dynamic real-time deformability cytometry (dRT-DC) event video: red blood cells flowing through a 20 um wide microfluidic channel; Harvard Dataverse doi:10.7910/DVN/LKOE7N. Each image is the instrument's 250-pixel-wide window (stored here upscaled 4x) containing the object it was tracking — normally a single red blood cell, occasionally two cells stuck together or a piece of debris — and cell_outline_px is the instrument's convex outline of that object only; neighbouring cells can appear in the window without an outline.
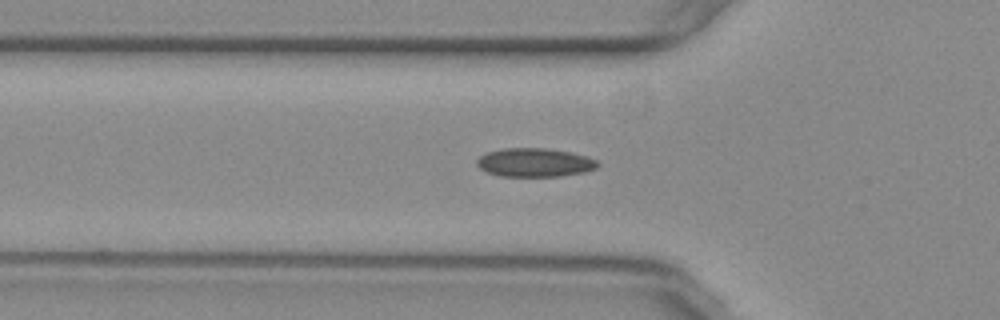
{"species": "common noctule bat (a hibernating species)", "species_latin": "Nyctalus noctula", "temperature_condition": "warm", "stored_images_in_passage": 38, "camera_frame_rate_fps": 3000, "um_per_image_px": 0.085, "animal": {"sex": "female", "body_mass_g": 29.2, "forearm_length_mm": 56.3}, "frame": {"image": 1, "passage_image": 9, "time_ms": 2.667, "image_size_px": [1000, 320], "cell_outline_px": [[600, 164], [596, 168], [584, 172], [560, 176], [500, 176], [484, 172], [476, 164], [476, 160], [480, 156], [488, 152], [504, 148], [544, 148], [572, 152], [588, 156], [596, 160]], "centroid_in_image_um": [45.44, 13.81], "position_along_channel_um": 80.4, "area_um2": 20.29}}
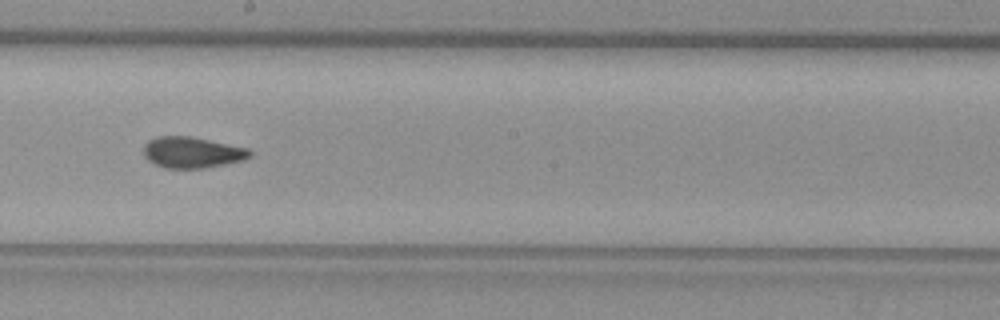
{"frame": {"image": 2, "passage_image": 21, "time_ms": 6.667, "image_size_px": [1000, 320], "cell_outline_px": [[252, 156], [244, 160], [204, 168], [164, 168], [148, 160], [144, 156], [144, 144], [148, 140], [156, 136], [192, 136], [248, 148], [252, 152]], "centroid_in_image_um": [16.33, 12.94], "position_along_channel_um": 231.9, "area_um2": 19.36}}
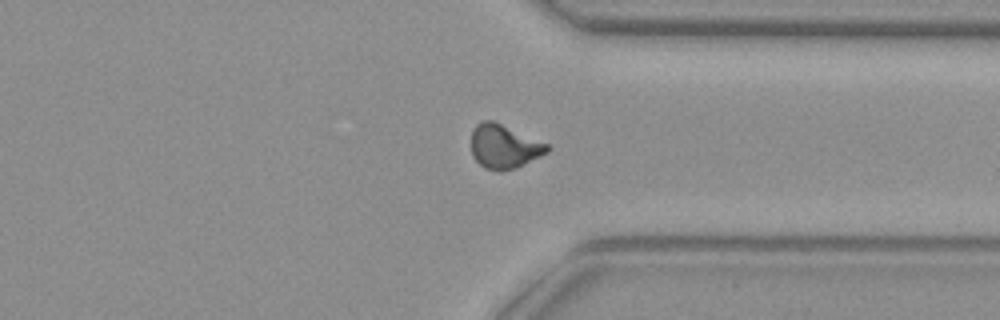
{"frame": {"image": 3, "passage_image": 32, "time_ms": 10.333, "image_size_px": [1000, 320], "cell_outline_px": [[552, 148], [548, 152], [516, 168], [500, 172], [484, 168], [472, 156], [472, 132], [476, 124], [480, 120], [492, 120], [548, 144]], "centroid_in_image_um": [42.84, 12.46], "position_along_channel_um": 368.6, "area_um2": 19.42}, "authors_computed_cell_mechanics": {"area_um2": 19.2185, "velocity_mm_per_s": 3.772, "shape_relaxation_time_tau1_ms": null, "shape_relaxation_time_tau2_ms": 1.464, "deformation_change_tau1": null, "deformation_change_tau2": 0.0573}}